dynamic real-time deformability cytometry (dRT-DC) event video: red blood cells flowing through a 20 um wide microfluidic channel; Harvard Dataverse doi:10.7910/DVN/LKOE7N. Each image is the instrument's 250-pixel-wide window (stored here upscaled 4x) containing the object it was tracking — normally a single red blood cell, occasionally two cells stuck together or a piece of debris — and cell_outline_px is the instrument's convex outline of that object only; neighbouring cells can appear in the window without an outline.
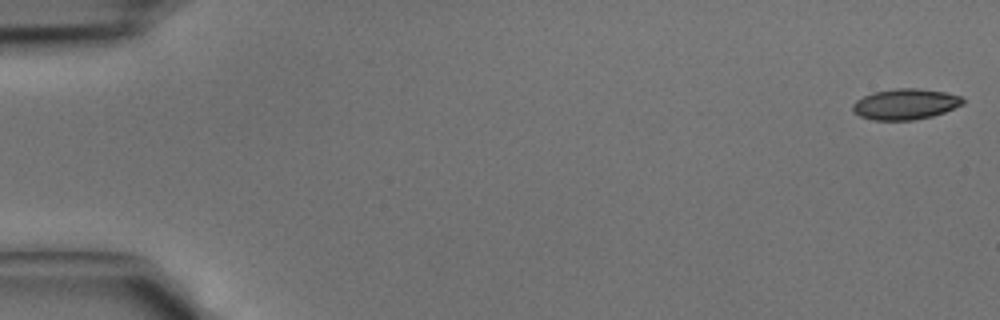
{"species": "common noctule bat (a hibernating species)", "species_latin": "Nyctalus noctula", "temperature_condition": "cold", "stored_images_in_passage": 7, "camera_frame_rate_fps": 3000, "um_per_image_px": 0.085, "animal": {"sex": "male", "body_mass_g": 15.6}, "frame": {"image": 1, "passage_image": 1, "time_ms": 0.0, "image_size_px": [1000, 320], "cell_outline_px": [[964, 104], [944, 112], [932, 116], [912, 120], [872, 120], [860, 116], [852, 112], [852, 104], [856, 100], [872, 92], [896, 88], [916, 88], [944, 92], [960, 96], [964, 100]], "centroid_in_image_um": [76.92, 8.85], "position_along_channel_um": 8.1, "area_um2": 19.77}}